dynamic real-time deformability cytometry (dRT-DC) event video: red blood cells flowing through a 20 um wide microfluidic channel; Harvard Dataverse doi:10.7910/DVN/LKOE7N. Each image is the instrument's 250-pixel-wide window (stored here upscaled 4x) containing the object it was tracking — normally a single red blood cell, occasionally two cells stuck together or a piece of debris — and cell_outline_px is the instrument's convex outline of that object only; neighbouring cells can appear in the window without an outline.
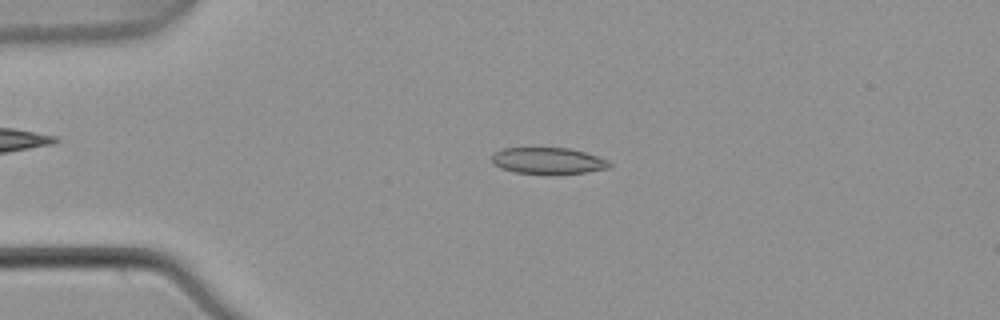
{"species": "common noctule bat (a hibernating species)", "species_latin": "Nyctalus noctula", "temperature_condition": "warm", "stored_images_in_passage": 5, "camera_frame_rate_fps": 3000, "um_per_image_px": 0.085, "animal": {"sex": "male", "body_mass_g": 21.5, "forearm_length_mm": 52.0}, "frame": {"image": 1, "passage_image": 3, "time_ms": 0.667, "image_size_px": [1000, 320], "cell_outline_px": [[612, 164], [608, 168], [584, 172], [516, 172], [500, 168], [492, 164], [492, 152], [504, 148], [568, 148], [584, 152], [608, 160]], "centroid_in_image_um": [46.53, 13.63], "position_along_channel_um": 38.5, "area_um2": 17.51}}
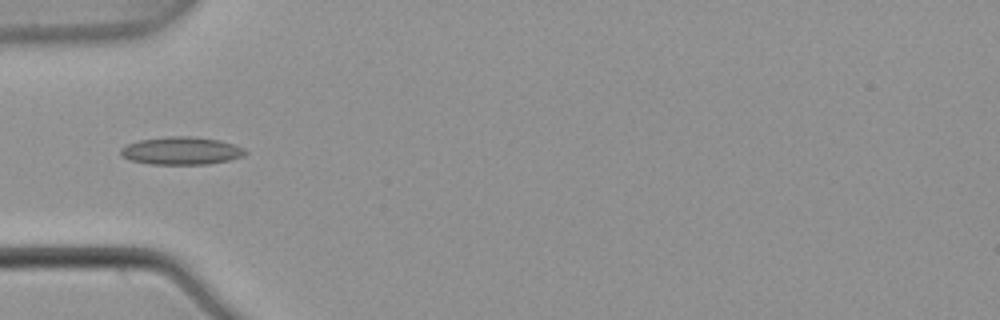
{"frame": {"image": 2, "passage_image": 4, "time_ms": 1.0, "image_size_px": [1000, 320], "cell_outline_px": [[248, 152], [244, 156], [228, 160], [208, 164], [148, 164], [128, 160], [120, 156], [120, 148], [128, 144], [140, 140], [168, 136], [192, 136], [220, 140], [244, 148]], "centroid_in_image_um": [15.39, 12.82], "position_along_channel_um": 69.6, "area_um2": 20.29}}
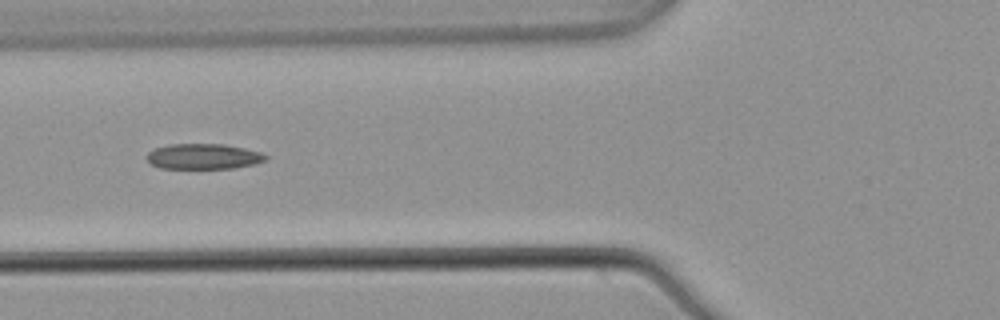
{"frame": {"image": 3, "passage_image": 5, "time_ms": 1.333, "image_size_px": [1000, 320], "cell_outline_px": [[268, 160], [256, 164], [236, 168], [160, 168], [152, 164], [144, 156], [148, 152], [156, 148], [168, 144], [224, 144], [244, 148], [260, 152], [268, 156]], "centroid_in_image_um": [17.32, 13.3], "position_along_channel_um": 108.5, "area_um2": 17.74}}